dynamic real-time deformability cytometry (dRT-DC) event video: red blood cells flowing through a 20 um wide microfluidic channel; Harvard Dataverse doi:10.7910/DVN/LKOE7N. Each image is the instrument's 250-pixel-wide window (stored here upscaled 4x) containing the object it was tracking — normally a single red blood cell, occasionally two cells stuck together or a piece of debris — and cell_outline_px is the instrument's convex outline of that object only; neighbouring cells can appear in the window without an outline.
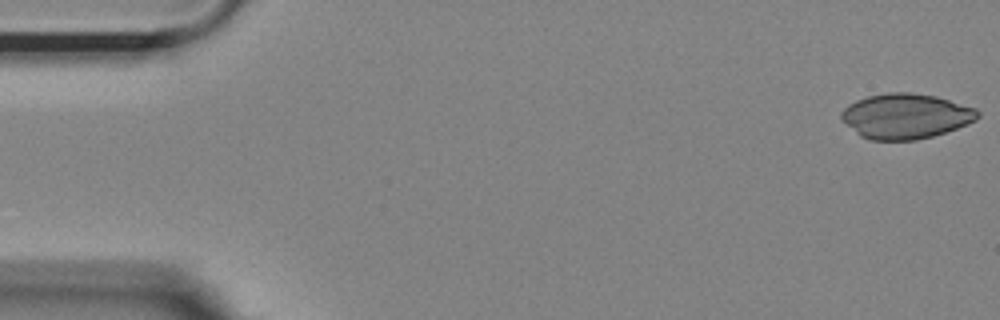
{"species": "Egyptian fruit bat (a non-hibernating species)", "species_latin": "Rousettus aegyptiacus", "temperature_condition": "room temperature", "stored_images_in_passage": 9, "camera_frame_rate_fps": 3000, "um_per_image_px": 0.085, "animal": {"sex": "female"}, "frame": {"image": 1, "passage_image": 1, "time_ms": 0.0, "image_size_px": [1000, 320], "cell_outline_px": [[980, 116], [976, 120], [956, 128], [932, 136], [916, 140], [868, 140], [860, 136], [840, 120], [840, 112], [848, 104], [856, 100], [868, 96], [888, 92], [912, 92], [936, 96], [976, 108], [980, 112]], "centroid_in_image_um": [76.95, 9.87], "position_along_channel_um": 8.1, "area_um2": 36.07}}